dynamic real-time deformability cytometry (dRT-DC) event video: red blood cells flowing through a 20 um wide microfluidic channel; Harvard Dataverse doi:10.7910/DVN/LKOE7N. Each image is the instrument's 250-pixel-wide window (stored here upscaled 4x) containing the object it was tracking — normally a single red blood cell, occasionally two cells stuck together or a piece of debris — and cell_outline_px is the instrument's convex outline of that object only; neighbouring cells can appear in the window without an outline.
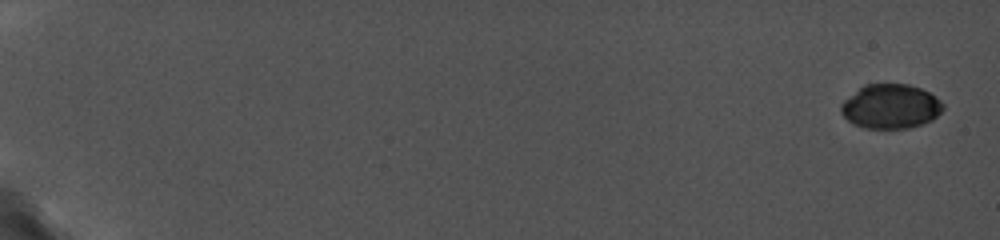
{"species": "common noctule bat (a hibernating species)", "species_latin": "Nyctalus noctula", "temperature_condition": "cold", "stored_images_in_passage": 8, "camera_frame_rate_fps": 5000, "um_per_image_px": 0.085, "animal": {"sex": "female", "body_mass_g": 19.0, "forearm_length_mm": 56.7}, "frame": {"image": 1, "passage_image": 1, "time_ms": 0.0, "image_size_px": [1000, 240], "cell_outline_px": [[944, 108], [932, 120], [908, 128], [864, 128], [852, 124], [840, 112], [840, 104], [844, 100], [864, 84], [908, 84], [920, 88], [936, 96], [944, 104]], "centroid_in_image_um": [75.69, 9.04], "position_along_channel_um": 9.3, "area_um2": 26.41}}
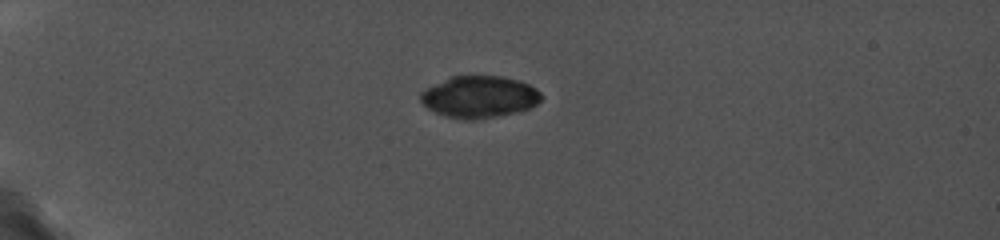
{"frame": {"image": 2, "passage_image": 6, "time_ms": 5.2, "image_size_px": [1000, 240], "cell_outline_px": [[544, 96], [536, 104], [520, 112], [476, 120], [464, 120], [444, 116], [428, 108], [420, 100], [420, 92], [424, 88], [452, 76], [500, 76], [520, 80], [536, 88]], "centroid_in_image_um": [40.74, 8.24], "position_along_channel_um": 44.3, "area_um2": 29.71}}